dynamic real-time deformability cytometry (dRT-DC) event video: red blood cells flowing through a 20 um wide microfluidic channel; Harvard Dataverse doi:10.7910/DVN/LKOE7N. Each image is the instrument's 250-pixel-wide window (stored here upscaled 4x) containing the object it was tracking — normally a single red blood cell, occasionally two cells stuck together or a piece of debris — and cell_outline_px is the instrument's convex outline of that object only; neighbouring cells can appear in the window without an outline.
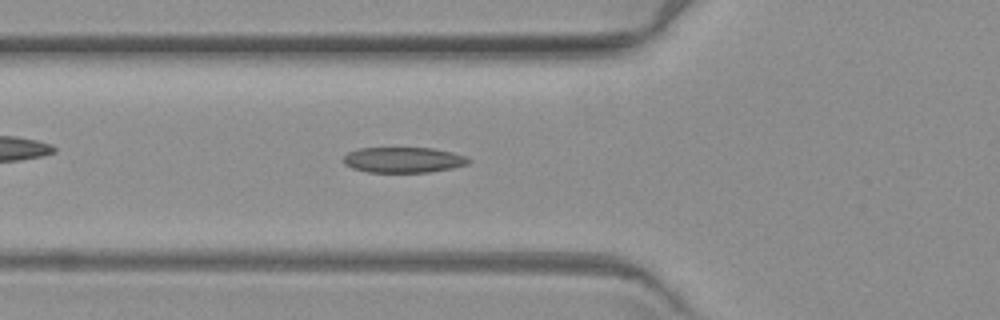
{"species": "common noctule bat (a hibernating species)", "species_latin": "Nyctalus noctula", "temperature_condition": "warm", "stored_images_in_passage": 7, "camera_frame_rate_fps": 3000, "um_per_image_px": 0.085, "animal": {"sex": "female", "body_mass_g": 19.3, "forearm_length_mm": 54.1}, "frame": {"image": 1, "passage_image": 7, "time_ms": 8.0, "image_size_px": [1000, 320], "cell_outline_px": [[472, 160], [468, 164], [452, 168], [428, 172], [368, 172], [352, 168], [344, 164], [344, 156], [348, 152], [360, 148], [432, 148], [452, 152], [468, 156]], "centroid_in_image_um": [34.32, 13.59], "position_along_channel_um": 91.5, "area_um2": 18.67}}